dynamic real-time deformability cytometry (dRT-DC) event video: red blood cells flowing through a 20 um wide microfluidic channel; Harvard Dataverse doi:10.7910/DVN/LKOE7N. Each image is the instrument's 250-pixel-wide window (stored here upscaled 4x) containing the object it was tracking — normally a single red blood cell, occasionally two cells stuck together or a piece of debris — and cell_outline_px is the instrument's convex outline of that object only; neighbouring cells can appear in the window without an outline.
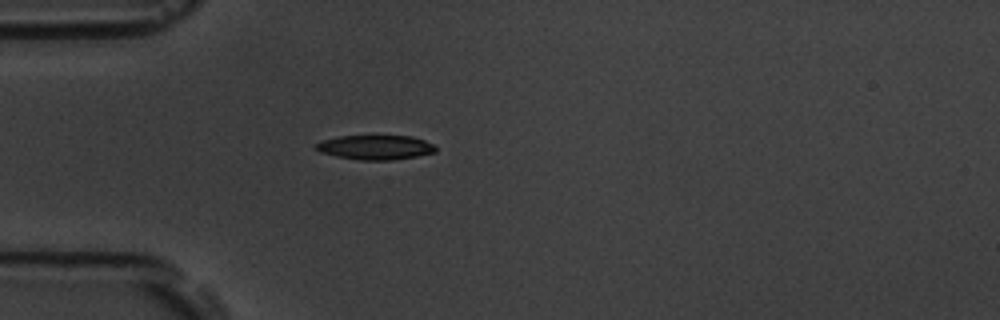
{"species": "common noctule bat (a hibernating species)", "species_latin": "Nyctalus noctula", "temperature_condition": "room temperature", "stored_images_in_passage": 39, "camera_frame_rate_fps": 3000, "um_per_image_px": 0.085, "animal": {"sex": "male", "body_mass_g": 19.5, "forearm_length_mm": 54.6}, "frame": {"image": 1, "passage_image": 1, "time_ms": 0.0, "image_size_px": [1000, 320], "cell_outline_px": [[436, 152], [416, 156], [392, 160], [360, 160], [336, 156], [320, 152], [312, 144], [324, 140], [340, 136], [412, 136], [424, 140], [432, 144], [436, 148]], "centroid_in_image_um": [31.9, 12.52], "position_along_channel_um": 53.1, "area_um2": 16.99}}
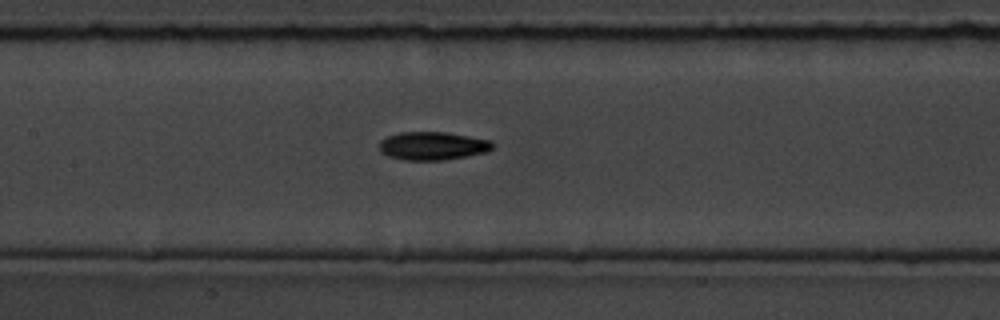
{"frame": {"image": 2, "passage_image": 11, "time_ms": 3.333, "image_size_px": [1000, 320], "cell_outline_px": [[492, 148], [484, 152], [444, 160], [404, 160], [388, 156], [380, 152], [380, 140], [388, 136], [400, 132], [444, 132], [492, 140]], "centroid_in_image_um": [36.73, 12.39], "position_along_channel_um": 170.7, "area_um2": 18.44}}
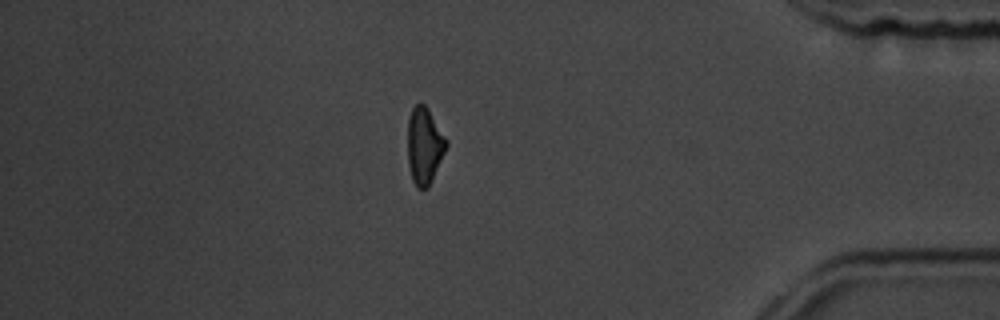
{"frame": {"image": 3, "passage_image": 32, "time_ms": 10.333, "image_size_px": [1000, 320], "cell_outline_px": [[448, 144], [432, 180], [428, 188], [416, 188], [412, 180], [408, 164], [408, 116], [412, 108], [416, 104], [424, 104], [428, 108], [448, 140]], "centroid_in_image_um": [36.07, 12.38], "position_along_channel_um": 399.1, "area_um2": 17.34}, "authors_computed_cell_mechanics": {"area_um2": 18.1492, "velocity_mm_per_s": 3.7893, "shape_relaxation_time_tau1_ms": 5.6386, "shape_relaxation_time_tau2_ms": 8.4649, "deformation_change_tau1": 0.1546, "deformation_change_tau2": 0.1814}}